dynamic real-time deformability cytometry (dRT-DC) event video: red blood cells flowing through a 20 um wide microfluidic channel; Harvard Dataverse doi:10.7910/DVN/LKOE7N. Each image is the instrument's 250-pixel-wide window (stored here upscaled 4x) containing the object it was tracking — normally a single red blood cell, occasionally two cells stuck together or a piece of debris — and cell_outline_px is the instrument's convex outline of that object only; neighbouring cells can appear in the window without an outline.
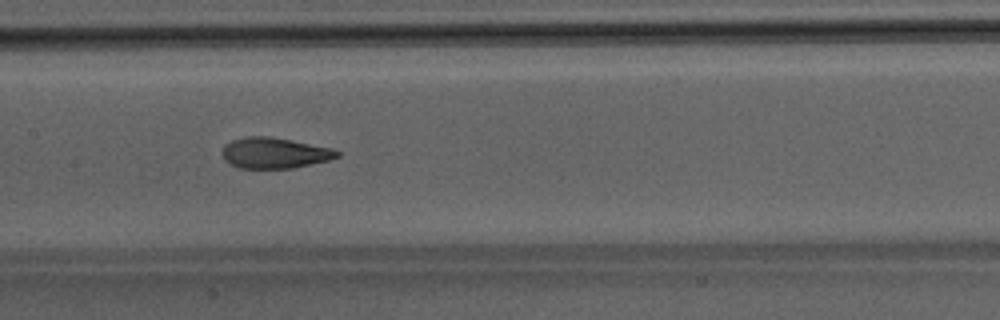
{"species": "Egyptian fruit bat (a non-hibernating species)", "species_latin": "Rousettus aegyptiacus", "temperature_condition": "room temperature", "stored_images_in_passage": 42, "camera_frame_rate_fps": 3000, "um_per_image_px": 0.085, "animal": {"sex": "male"}, "frame": {"image": 1, "passage_image": 18, "time_ms": 5.667, "image_size_px": [1000, 320], "cell_outline_px": [[340, 156], [328, 160], [292, 168], [240, 168], [224, 160], [220, 152], [224, 144], [232, 140], [248, 136], [268, 136], [292, 140], [332, 148], [340, 152]], "centroid_in_image_um": [23.3, 12.99], "position_along_channel_um": 184.1, "area_um2": 20.63}}
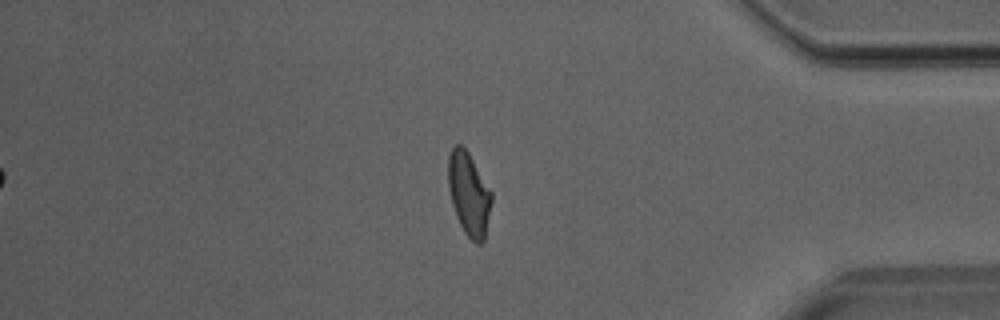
{"frame": {"image": 2, "passage_image": 35, "time_ms": 11.333, "image_size_px": [1000, 320], "cell_outline_px": [[492, 200], [484, 240], [480, 244], [476, 244], [464, 232], [456, 216], [452, 204], [448, 188], [448, 156], [452, 148], [456, 144], [460, 144], [468, 152], [492, 192]], "centroid_in_image_um": [39.84, 16.48], "position_along_channel_um": 395.4, "area_um2": 20.92}}
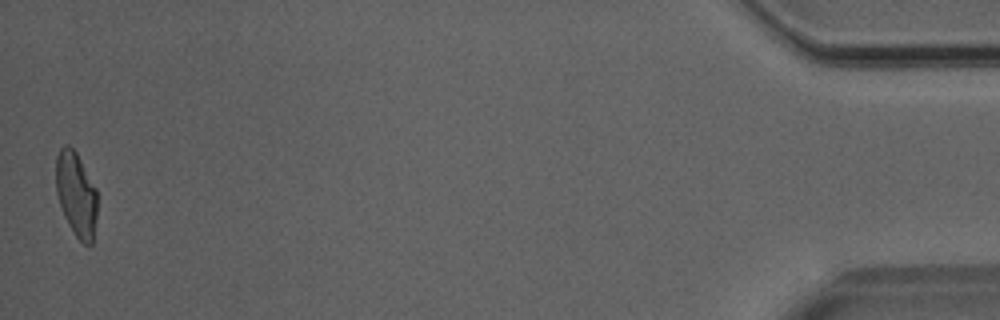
{"frame": {"image": 3, "passage_image": 42, "time_ms": 13.667, "image_size_px": [1000, 320], "cell_outline_px": [[96, 220], [92, 244], [84, 244], [76, 236], [68, 224], [64, 216], [56, 192], [56, 156], [60, 148], [64, 144], [68, 144], [76, 152], [96, 188]], "centroid_in_image_um": [6.46, 16.5], "position_along_channel_um": 428.7, "area_um2": 20.23}}